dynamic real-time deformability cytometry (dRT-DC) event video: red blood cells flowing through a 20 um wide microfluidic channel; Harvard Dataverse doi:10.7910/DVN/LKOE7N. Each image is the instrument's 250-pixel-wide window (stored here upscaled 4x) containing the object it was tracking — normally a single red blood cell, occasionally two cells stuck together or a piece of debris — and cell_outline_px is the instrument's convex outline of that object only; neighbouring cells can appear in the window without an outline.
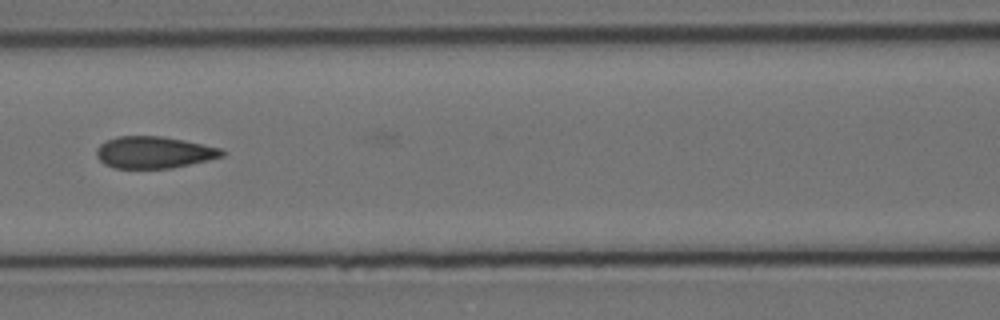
{"species": "Egyptian fruit bat (a non-hibernating species)", "species_latin": "Rousettus aegyptiacus", "temperature_condition": "cold", "stored_images_in_passage": 6, "camera_frame_rate_fps": 3000, "um_per_image_px": 0.085, "animal": {"sex": "female"}, "frame": {"image": 1, "passage_image": 5, "time_ms": 6.333, "image_size_px": [1000, 320], "cell_outline_px": [[228, 152], [224, 156], [208, 160], [172, 168], [112, 168], [104, 164], [96, 156], [96, 148], [100, 144], [116, 136], [160, 136], [184, 140], [204, 144], [220, 148]], "centroid_in_image_um": [13.09, 12.95], "position_along_channel_um": 153.5, "area_um2": 23.41}}